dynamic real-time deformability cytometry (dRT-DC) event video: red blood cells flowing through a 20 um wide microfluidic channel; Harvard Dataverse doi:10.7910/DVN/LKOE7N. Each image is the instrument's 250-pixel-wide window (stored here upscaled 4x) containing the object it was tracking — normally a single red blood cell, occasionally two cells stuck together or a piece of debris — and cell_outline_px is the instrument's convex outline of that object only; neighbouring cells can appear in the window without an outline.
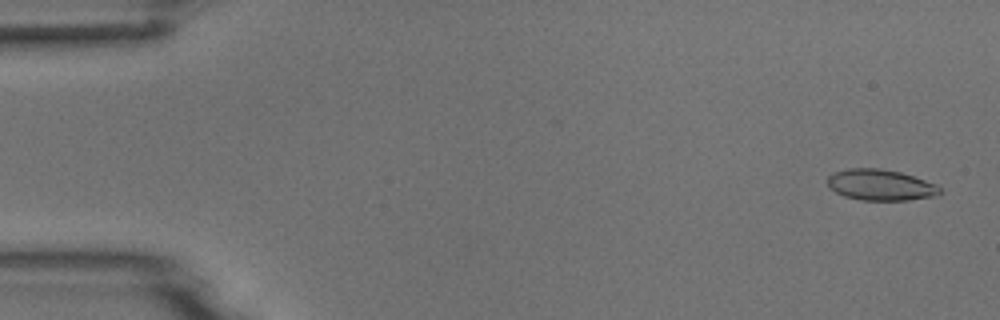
{"species": "common noctule bat (a hibernating species)", "species_latin": "Nyctalus noctula", "temperature_condition": "room temperature", "stored_images_in_passage": 53, "camera_frame_rate_fps": 3000, "um_per_image_px": 0.085, "animal": {"sex": "male", "body_mass_g": 18.8}, "frame": {"image": 1, "passage_image": 2, "time_ms": 0.333, "image_size_px": [1000, 320], "cell_outline_px": [[940, 192], [936, 196], [908, 200], [860, 200], [844, 196], [828, 188], [828, 176], [836, 172], [848, 168], [880, 168], [900, 172], [936, 184], [940, 188]], "centroid_in_image_um": [74.82, 15.72], "position_along_channel_um": 10.2, "area_um2": 20.23}}
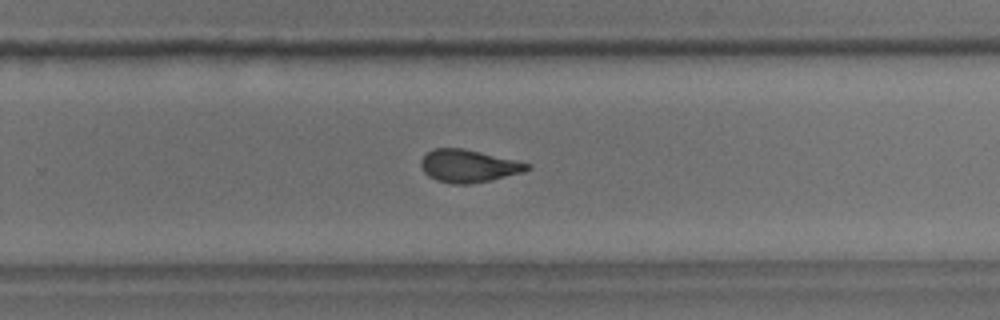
{"frame": {"image": 2, "passage_image": 34, "time_ms": 11.0, "image_size_px": [1000, 320], "cell_outline_px": [[532, 168], [524, 172], [492, 180], [472, 184], [452, 184], [436, 180], [428, 176], [424, 172], [420, 164], [420, 160], [432, 148], [464, 148], [516, 160], [532, 164]], "centroid_in_image_um": [39.84, 14.11], "position_along_channel_um": 290.0, "area_um2": 20.46}}
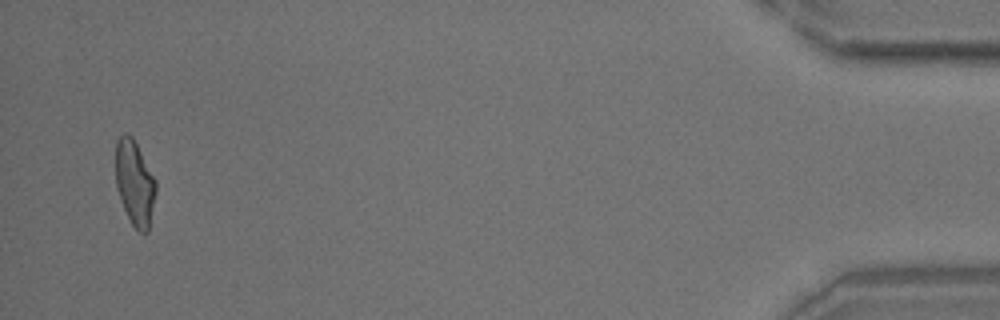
{"frame": {"image": 3, "passage_image": 51, "time_ms": 16.667, "image_size_px": [1000, 320], "cell_outline_px": [[156, 192], [148, 232], [140, 232], [132, 224], [124, 208], [116, 188], [116, 140], [124, 132], [128, 132], [132, 136], [156, 180]], "centroid_in_image_um": [11.45, 15.52], "position_along_channel_um": 423.8, "area_um2": 19.83}}